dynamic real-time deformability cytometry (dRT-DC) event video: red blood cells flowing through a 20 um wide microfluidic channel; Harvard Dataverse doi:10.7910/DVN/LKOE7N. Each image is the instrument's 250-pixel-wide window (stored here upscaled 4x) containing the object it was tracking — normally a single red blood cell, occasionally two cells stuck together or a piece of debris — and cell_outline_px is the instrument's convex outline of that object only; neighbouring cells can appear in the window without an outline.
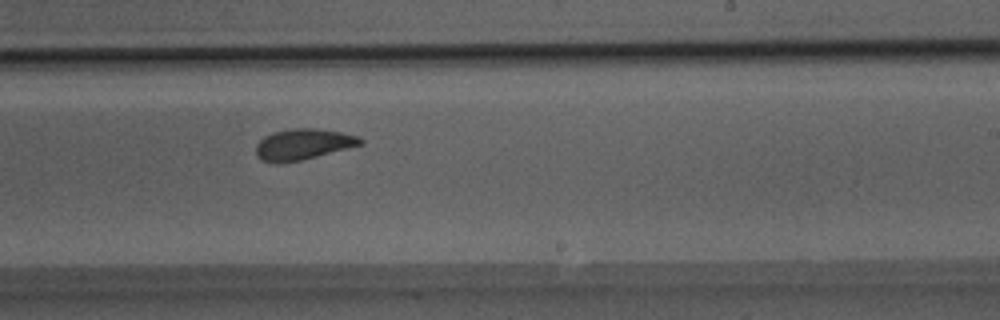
{"species": "Egyptian fruit bat (a non-hibernating species)", "species_latin": "Rousettus aegyptiacus", "temperature_condition": "room temperature", "stored_images_in_passage": 30, "camera_frame_rate_fps": 3000, "um_per_image_px": 0.085, "animal": {"sex": "male"}, "frame": {"image": 1, "passage_image": 21, "time_ms": 6.667, "image_size_px": [1000, 320], "cell_outline_px": [[364, 144], [300, 160], [280, 164], [276, 164], [260, 160], [256, 156], [256, 144], [264, 136], [272, 132], [292, 128], [316, 128], [340, 132], [360, 136], [364, 140]], "centroid_in_image_um": [25.74, 12.27], "position_along_channel_um": 263.3, "area_um2": 19.02}}
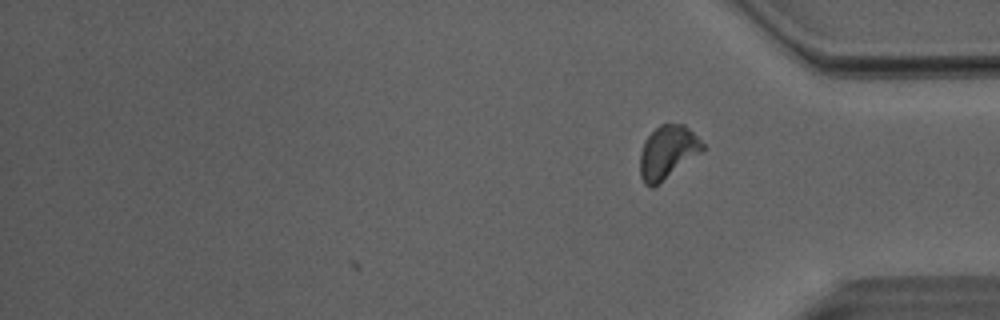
{"frame": {"image": 2, "passage_image": 30, "time_ms": 9.667, "image_size_px": [1000, 320], "cell_outline_px": [[704, 148], [700, 152], [652, 188], [644, 184], [640, 176], [640, 152], [648, 136], [660, 124], [684, 124], [704, 144]], "centroid_in_image_um": [56.71, 12.93], "position_along_channel_um": 378.5, "area_um2": 18.79}, "authors_computed_cell_mechanics": {"area_um2": 19.0162, "velocity_mm_per_s": 4.0154, "shape_relaxation_time_tau1_ms": 3.3169, "shape_relaxation_time_tau2_ms": 2.1693, "deformation_change_tau1": 0.1084, "deformation_change_tau2": 0.0402}}